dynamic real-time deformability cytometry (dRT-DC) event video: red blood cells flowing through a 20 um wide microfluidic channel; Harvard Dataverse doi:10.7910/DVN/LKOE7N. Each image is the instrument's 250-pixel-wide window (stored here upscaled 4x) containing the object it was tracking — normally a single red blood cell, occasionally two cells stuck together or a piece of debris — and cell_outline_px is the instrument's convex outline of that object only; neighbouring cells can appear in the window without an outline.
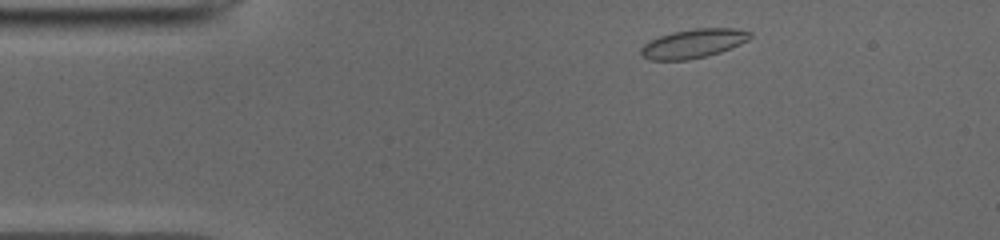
{"species": "common noctule bat (a hibernating species)", "species_latin": "Nyctalus noctula", "temperature_condition": "cold", "stored_images_in_passage": 45, "camera_frame_rate_fps": 3000, "um_per_image_px": 0.085, "animal": {"sex": "male", "body_mass_g": 19.0, "forearm_length_mm": 50.8}, "frame": {"image": 1, "passage_image": 2, "time_ms": 0.333, "image_size_px": [1000, 240], "cell_outline_px": [[752, 36], [748, 40], [740, 44], [720, 52], [688, 60], [648, 60], [640, 52], [640, 48], [644, 44], [660, 36], [672, 32], [696, 28], [732, 28], [752, 32]], "centroid_in_image_um": [58.94, 3.7], "position_along_channel_um": 26.1, "area_um2": 18.26}}
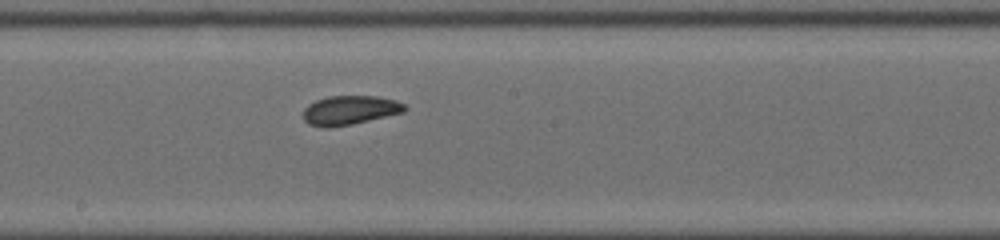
{"frame": {"image": 2, "passage_image": 21, "time_ms": 6.667, "image_size_px": [1000, 240], "cell_outline_px": [[408, 108], [404, 112], [352, 124], [328, 128], [324, 128], [308, 124], [304, 120], [304, 108], [308, 104], [316, 100], [328, 96], [376, 96], [396, 100], [404, 104]], "centroid_in_image_um": [29.72, 9.37], "position_along_channel_um": 218.5, "area_um2": 17.28}}
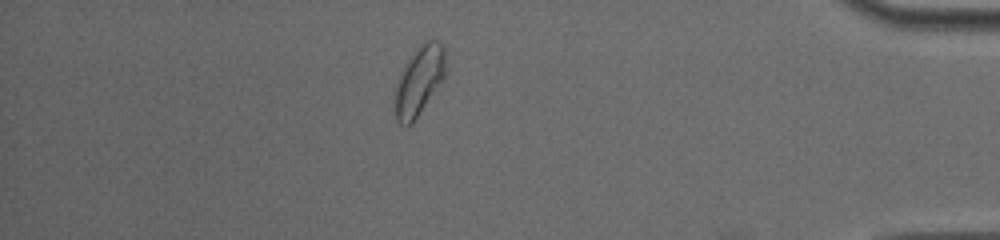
{"frame": {"image": 3, "passage_image": 38, "time_ms": 12.333, "image_size_px": [1000, 240], "cell_outline_px": [[444, 76], [412, 124], [404, 128], [396, 120], [396, 84], [404, 68], [412, 56], [428, 40], [436, 40], [444, 48]], "centroid_in_image_um": [35.61, 6.94], "position_along_channel_um": 399.6, "area_um2": 19.19}, "authors_computed_cell_mechanics": {"area_um2": 17.629, "velocity_mm_per_s": 3.9251, "shape_relaxation_time_tau1_ms": 5.7176, "shape_relaxation_time_tau2_ms": 1.8463, "deformation_change_tau1": 0.1419, "deformation_change_tau2": 0.0667}}